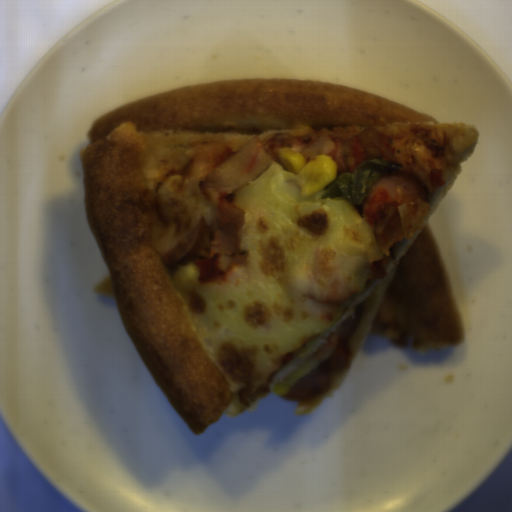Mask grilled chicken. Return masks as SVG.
<instances>
[{
	"label": "grilled chicken",
	"mask_w": 512,
	"mask_h": 512,
	"mask_svg": "<svg viewBox=\"0 0 512 512\" xmlns=\"http://www.w3.org/2000/svg\"><path fill=\"white\" fill-rule=\"evenodd\" d=\"M281 149L299 151L307 162L329 156L336 165V179L373 158L401 163L368 190L361 204V216L374 229L381 253L389 255L417 233L455 165L450 136L432 126L392 137H382L376 128L356 131L337 126L313 135L259 136L237 147L210 144L159 183L155 208L162 230L153 251L178 270L215 255L219 259L240 254L245 217L231 204V197L281 164Z\"/></svg>",
	"instance_id": "grilled-chicken-1"
},
{
	"label": "grilled chicken",
	"mask_w": 512,
	"mask_h": 512,
	"mask_svg": "<svg viewBox=\"0 0 512 512\" xmlns=\"http://www.w3.org/2000/svg\"><path fill=\"white\" fill-rule=\"evenodd\" d=\"M352 368L351 348L340 344L312 372L288 387L280 397L284 401H305L326 392L328 381L338 372Z\"/></svg>",
	"instance_id": "grilled-chicken-2"
}]
</instances>
